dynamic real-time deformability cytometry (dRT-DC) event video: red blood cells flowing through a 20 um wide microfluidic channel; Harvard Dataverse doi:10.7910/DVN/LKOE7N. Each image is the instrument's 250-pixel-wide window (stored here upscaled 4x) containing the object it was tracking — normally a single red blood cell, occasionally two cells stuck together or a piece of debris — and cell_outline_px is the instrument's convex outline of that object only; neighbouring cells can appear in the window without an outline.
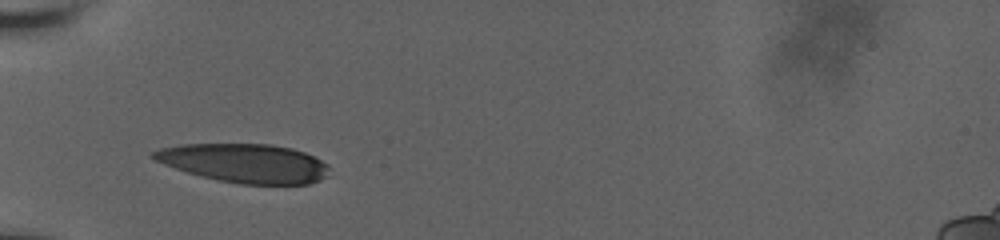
{"species": "human", "species_latin": "Homo sapiens", "temperature_condition": "room temperature", "stored_images_in_passage": 29, "camera_frame_rate_fps": 3000, "um_per_image_px": 0.085, "donor": {"sex": "male"}, "frame": {"image": 1, "passage_image": 1, "time_ms": 0.0, "image_size_px": [1000, 240], "cell_outline_px": [[328, 176], [320, 180], [308, 184], [240, 184], [200, 176], [164, 164], [148, 156], [148, 152], [160, 148], [180, 144], [272, 144], [292, 148], [304, 152], [328, 164]], "centroid_in_image_um": [20.77, 13.86], "position_along_channel_um": 64.2, "area_um2": 39.88}}
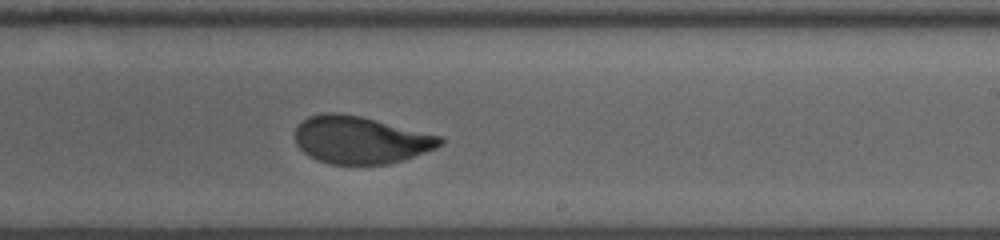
{"frame": {"image": 2, "passage_image": 17, "time_ms": 5.333, "image_size_px": [1000, 240], "cell_outline_px": [[444, 144], [436, 148], [404, 160], [388, 164], [332, 164], [316, 160], [308, 156], [296, 144], [296, 128], [308, 116], [324, 112], [340, 112], [360, 116], [444, 136]], "centroid_in_image_um": [30.68, 11.89], "position_along_channel_um": 258.3, "area_um2": 40.34}}
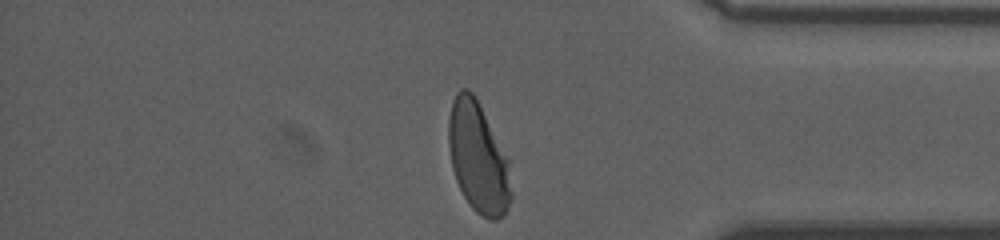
{"frame": {"image": 3, "passage_image": 29, "time_ms": 9.333, "image_size_px": [1000, 240], "cell_outline_px": [[512, 200], [504, 216], [496, 220], [488, 220], [476, 212], [472, 208], [464, 196], [456, 180], [452, 168], [448, 144], [448, 120], [452, 100], [456, 92], [460, 88], [468, 88], [476, 96], [508, 160], [512, 192]], "centroid_in_image_um": [40.64, 13.4], "position_along_channel_um": 394.6, "area_um2": 40.58}, "authors_computed_cell_mechanics": {"area_um2": 41.0958, "velocity_mm_per_s": 3.7909, "shape_relaxation_time_tau1_ms": 6.1457, "shape_relaxation_time_tau2_ms": 1.2079, "deformation_change_tau1": 0.2279, "deformation_change_tau2": 0.049}}